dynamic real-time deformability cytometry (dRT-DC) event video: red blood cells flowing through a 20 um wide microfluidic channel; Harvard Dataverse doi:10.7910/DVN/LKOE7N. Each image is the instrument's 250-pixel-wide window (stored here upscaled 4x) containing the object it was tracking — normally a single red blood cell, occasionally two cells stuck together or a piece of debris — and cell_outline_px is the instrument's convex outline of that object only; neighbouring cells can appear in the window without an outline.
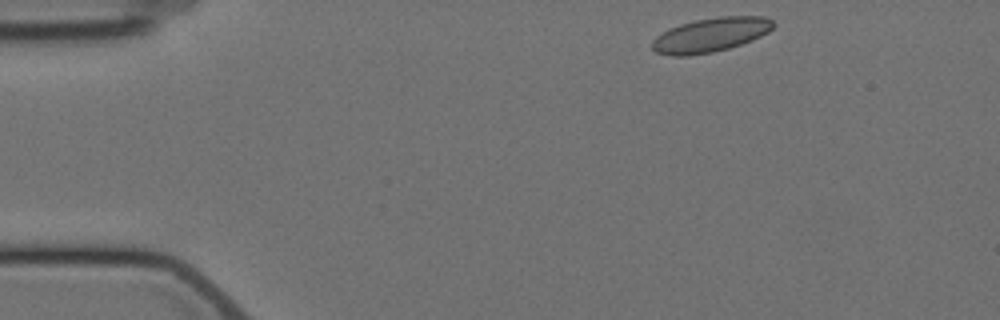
{"species": "Egyptian fruit bat (a non-hibernating species)", "species_latin": "Rousettus aegyptiacus", "temperature_condition": "cold", "stored_images_in_passage": 3, "camera_frame_rate_fps": 3000, "um_per_image_px": 0.085, "animal": {"sex": "female"}, "frame": {"image": 1, "passage_image": 1, "time_ms": 0.0, "image_size_px": [1000, 320], "cell_outline_px": [[776, 24], [768, 32], [752, 40], [728, 48], [712, 52], [688, 56], [672, 56], [656, 52], [652, 48], [652, 40], [656, 36], [668, 28], [680, 24], [696, 20], [720, 16], [764, 16], [772, 20]], "centroid_in_image_um": [60.39, 2.96], "position_along_channel_um": 24.6, "area_um2": 24.16}}